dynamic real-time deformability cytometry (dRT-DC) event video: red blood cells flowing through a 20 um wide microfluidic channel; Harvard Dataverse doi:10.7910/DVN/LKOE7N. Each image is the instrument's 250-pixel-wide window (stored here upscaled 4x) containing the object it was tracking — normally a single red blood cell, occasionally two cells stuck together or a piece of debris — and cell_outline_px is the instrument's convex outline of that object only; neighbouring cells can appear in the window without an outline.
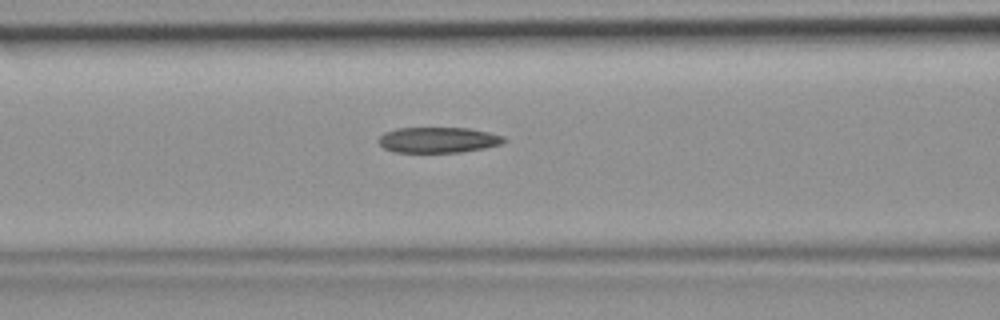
{"species": "common noctule bat (a hibernating species)", "species_latin": "Nyctalus noctula", "temperature_condition": "room temperature", "stored_images_in_passage": 27, "camera_frame_rate_fps": 3000, "um_per_image_px": 0.085, "animal": {"sex": "female", "body_mass_g": 19.9}, "frame": {"image": 1, "passage_image": 6, "time_ms": 1.667, "image_size_px": [1000, 320], "cell_outline_px": [[508, 140], [504, 144], [484, 148], [460, 152], [396, 152], [384, 148], [380, 144], [380, 136], [384, 132], [396, 128], [468, 128], [488, 132], [504, 136]], "centroid_in_image_um": [37.3, 11.89], "position_along_channel_um": 129.3, "area_um2": 18.73}}
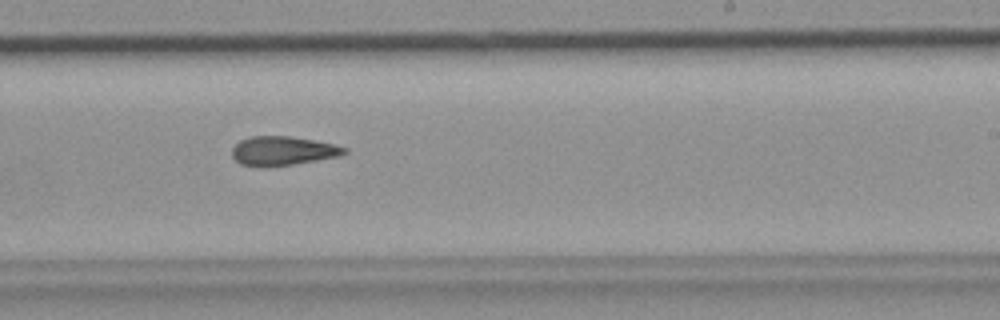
{"frame": {"image": 2, "passage_image": 15, "time_ms": 4.667, "image_size_px": [1000, 320], "cell_outline_px": [[348, 152], [340, 156], [292, 164], [264, 168], [240, 164], [232, 156], [232, 148], [240, 140], [252, 136], [288, 136], [312, 140], [332, 144], [348, 148]], "centroid_in_image_um": [24.01, 12.83], "position_along_channel_um": 265.0, "area_um2": 19.02}}
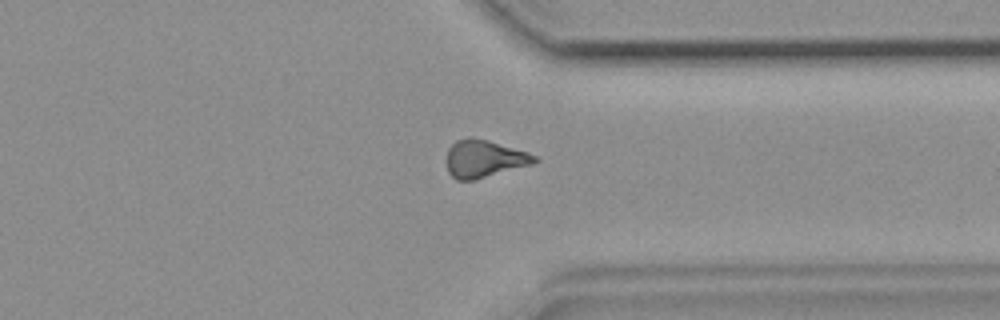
{"frame": {"image": 3, "passage_image": 22, "time_ms": 7.0, "image_size_px": [1000, 320], "cell_outline_px": [[540, 160], [532, 164], [476, 180], [456, 180], [448, 172], [448, 148], [456, 140], [468, 136], [488, 140], [528, 152], [536, 156]], "centroid_in_image_um": [41.16, 13.49], "position_along_channel_um": 370.2, "area_um2": 19.25}}